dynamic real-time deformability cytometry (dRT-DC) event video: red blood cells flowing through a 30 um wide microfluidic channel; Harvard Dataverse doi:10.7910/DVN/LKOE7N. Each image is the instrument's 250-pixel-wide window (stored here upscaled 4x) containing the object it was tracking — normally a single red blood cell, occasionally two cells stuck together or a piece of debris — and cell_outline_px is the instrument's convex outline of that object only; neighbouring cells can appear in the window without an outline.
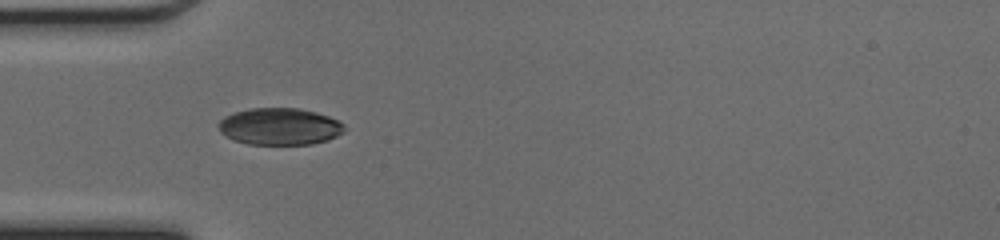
{"species": "common noctule bat (a hibernating species)", "species_latin": "Nyctalus noctula", "temperature_condition": "cold", "stored_images_in_passage": 34, "camera_frame_rate_fps": 3000, "um_per_image_px": 0.085, "animal": {"sex": "female", "body_mass_g": 17.0, "forearm_length_mm": 48.0}, "frame": {"image": 1, "passage_image": 1, "time_ms": 0.0, "image_size_px": [1000, 240], "cell_outline_px": [[344, 132], [328, 140], [312, 144], [248, 144], [236, 140], [220, 132], [216, 124], [224, 116], [248, 108], [300, 108], [316, 112], [340, 120], [344, 124]], "centroid_in_image_um": [23.79, 10.74], "position_along_channel_um": 61.2, "area_um2": 27.17}}
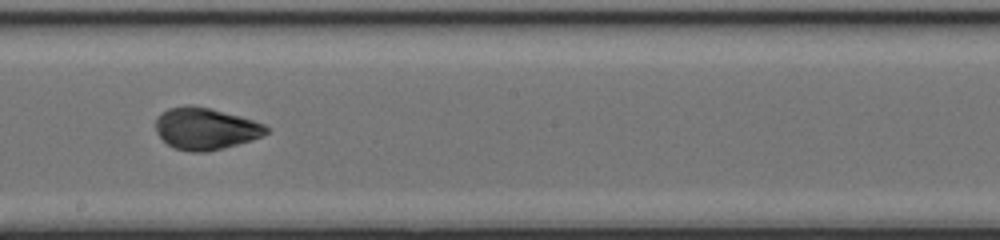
{"frame": {"image": 2, "passage_image": 13, "time_ms": 4.0, "image_size_px": [1000, 240], "cell_outline_px": [[268, 132], [260, 136], [236, 144], [204, 152], [188, 152], [176, 148], [168, 144], [156, 132], [156, 116], [168, 108], [188, 104], [192, 104], [240, 116], [264, 124], [268, 128]], "centroid_in_image_um": [17.41, 10.91], "position_along_channel_um": 230.8, "area_um2": 26.59}}
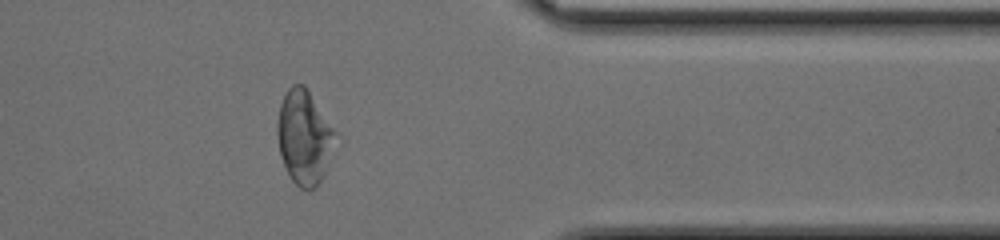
{"frame": {"image": 3, "passage_image": 25, "time_ms": 8.0, "image_size_px": [1000, 240], "cell_outline_px": [[336, 132], [324, 172], [320, 184], [316, 188], [308, 192], [300, 188], [292, 180], [284, 164], [280, 152], [276, 132], [276, 124], [280, 104], [288, 88], [292, 84], [304, 84]], "centroid_in_image_um": [25.82, 11.67], "position_along_channel_um": 385.6, "area_um2": 31.33}, "authors_computed_cell_mechanics": {"area_um2": 27.3683, "velocity_mm_per_s": 4.2678, "shape_relaxation_time_tau1_ms": 4.3671, "shape_relaxation_time_tau2_ms": 1.0362, "deformation_change_tau1": 0.1388, "deformation_change_tau2": 0.0478}}